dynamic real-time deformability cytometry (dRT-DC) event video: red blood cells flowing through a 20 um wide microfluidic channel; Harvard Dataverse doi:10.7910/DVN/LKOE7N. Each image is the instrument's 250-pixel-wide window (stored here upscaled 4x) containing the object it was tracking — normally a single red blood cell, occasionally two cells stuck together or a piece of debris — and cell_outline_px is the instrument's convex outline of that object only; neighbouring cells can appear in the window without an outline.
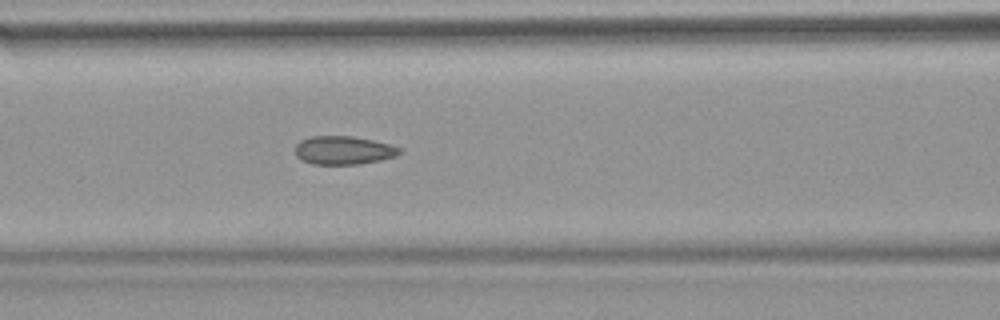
{"species": "common noctule bat (a hibernating species)", "species_latin": "Nyctalus noctula", "temperature_condition": "warm", "stored_images_in_passage": 53, "camera_frame_rate_fps": 3000, "um_per_image_px": 0.085, "animal": {"sex": "female", "body_mass_g": 18.4}, "frame": {"image": 1, "passage_image": 23, "time_ms": 7.333, "image_size_px": [1000, 320], "cell_outline_px": [[404, 148], [396, 156], [380, 160], [360, 164], [312, 164], [300, 160], [296, 156], [296, 144], [300, 140], [308, 136], [352, 136], [372, 140]], "centroid_in_image_um": [29.18, 12.77], "position_along_channel_um": 137.4, "area_um2": 17.4}}
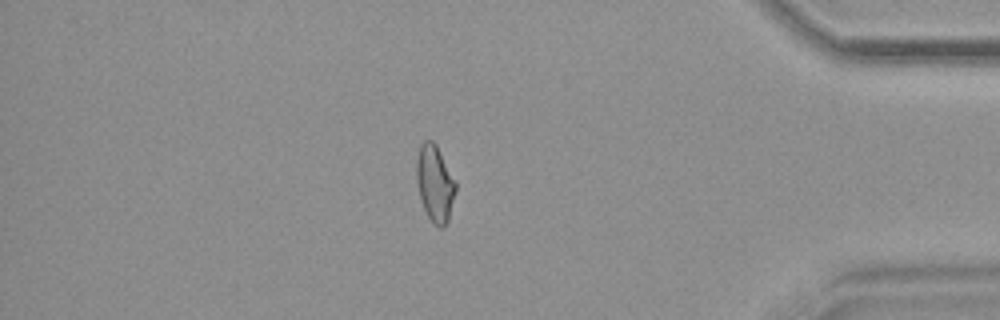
{"frame": {"image": 2, "passage_image": 46, "time_ms": 15.0, "image_size_px": [1000, 320], "cell_outline_px": [[456, 192], [448, 220], [440, 228], [432, 224], [424, 208], [420, 196], [416, 180], [416, 160], [420, 144], [424, 140], [432, 140], [436, 144], [456, 180]], "centroid_in_image_um": [36.97, 15.56], "position_along_channel_um": 398.2, "area_um2": 17.57}, "authors_computed_cell_mechanics": {"area_um2": 17.5712, "velocity_mm_per_s": 3.8503, "shape_relaxation_time_tau1_ms": null, "shape_relaxation_time_tau2_ms": 1.8022, "deformation_change_tau1": null, "deformation_change_tau2": 0.0966}}